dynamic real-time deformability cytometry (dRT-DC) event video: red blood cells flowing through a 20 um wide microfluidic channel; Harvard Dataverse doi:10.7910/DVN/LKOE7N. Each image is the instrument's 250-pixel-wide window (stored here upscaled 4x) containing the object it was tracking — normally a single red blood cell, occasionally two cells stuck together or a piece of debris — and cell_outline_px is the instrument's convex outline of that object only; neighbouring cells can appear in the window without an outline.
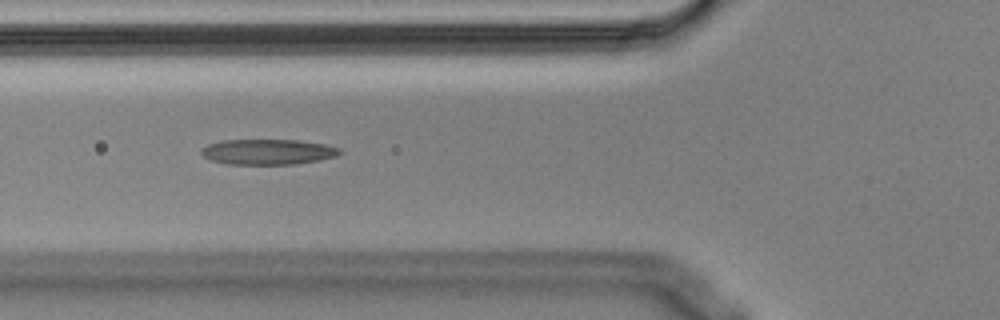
{"species": "Egyptian fruit bat (a non-hibernating species)", "species_latin": "Rousettus aegyptiacus", "temperature_condition": "cold", "stored_images_in_passage": 3, "camera_frame_rate_fps": 3000, "um_per_image_px": 0.085, "animal": {"sex": "male"}, "frame": {"image": 1, "passage_image": 2, "time_ms": 0.333, "image_size_px": [1000, 320], "cell_outline_px": [[344, 152], [336, 156], [316, 160], [292, 164], [228, 164], [212, 160], [204, 156], [200, 152], [200, 148], [208, 144], [224, 140], [296, 140], [324, 144], [340, 148]], "centroid_in_image_um": [22.76, 12.9], "position_along_channel_um": 103.0, "area_um2": 20.35}}
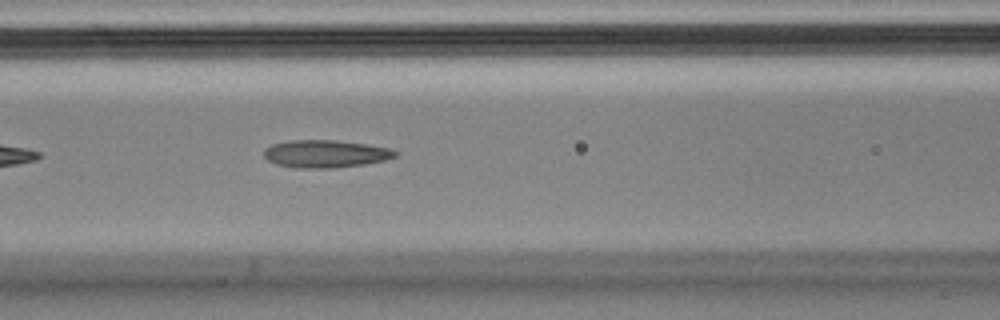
{"frame": {"image": 2, "passage_image": 3, "time_ms": 0.667, "image_size_px": [1000, 320], "cell_outline_px": [[400, 152], [396, 156], [384, 160], [364, 164], [332, 168], [296, 168], [276, 164], [268, 160], [264, 156], [264, 148], [272, 144], [288, 140], [336, 140], [368, 144], [388, 148]], "centroid_in_image_um": [27.65, 13.07], "position_along_channel_um": 138.9, "area_um2": 21.21}}